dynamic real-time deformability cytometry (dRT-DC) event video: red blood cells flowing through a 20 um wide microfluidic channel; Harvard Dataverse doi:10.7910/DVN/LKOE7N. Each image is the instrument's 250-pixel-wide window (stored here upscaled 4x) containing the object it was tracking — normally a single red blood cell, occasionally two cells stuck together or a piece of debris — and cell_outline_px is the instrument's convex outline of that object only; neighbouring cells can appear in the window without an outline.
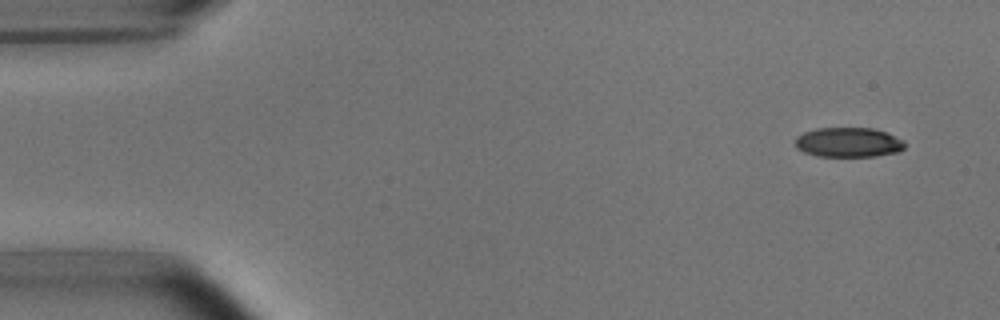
{"species": "common noctule bat (a hibernating species)", "species_latin": "Nyctalus noctula", "temperature_condition": "room temperature", "stored_images_in_passage": 4, "camera_frame_rate_fps": 3000, "um_per_image_px": 0.085, "animal": {"sex": "male", "body_mass_g": 15.6}, "frame": {"image": 1, "passage_image": 1, "time_ms": 0.0, "image_size_px": [1000, 320], "cell_outline_px": [[904, 148], [900, 152], [876, 156], [816, 156], [804, 152], [796, 148], [796, 136], [804, 132], [816, 128], [872, 128], [884, 132], [904, 140]], "centroid_in_image_um": [72.11, 12.1], "position_along_channel_um": 12.9, "area_um2": 18.96}}
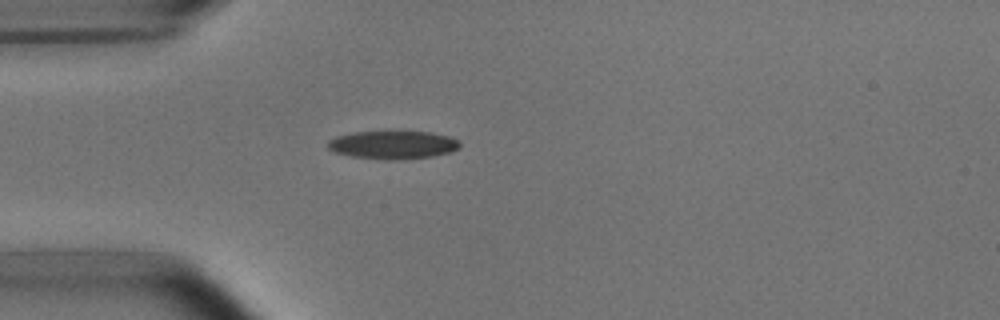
{"frame": {"image": 2, "passage_image": 4, "time_ms": 1.0, "image_size_px": [1000, 320], "cell_outline_px": [[460, 148], [452, 152], [432, 156], [404, 160], [384, 160], [352, 156], [336, 152], [328, 148], [328, 140], [336, 136], [352, 132], [392, 128], [432, 132], [452, 136], [460, 140]], "centroid_in_image_um": [33.46, 12.26], "position_along_channel_um": 51.5, "area_um2": 23.06}}